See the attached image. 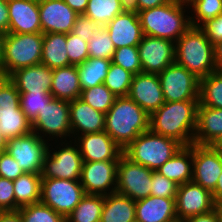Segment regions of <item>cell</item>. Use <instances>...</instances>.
Listing matches in <instances>:
<instances>
[{"mask_svg": "<svg viewBox=\"0 0 222 222\" xmlns=\"http://www.w3.org/2000/svg\"><path fill=\"white\" fill-rule=\"evenodd\" d=\"M3 38L4 35L0 33V70H1V63L3 58Z\"/></svg>", "mask_w": 222, "mask_h": 222, "instance_id": "58", "label": "cell"}, {"mask_svg": "<svg viewBox=\"0 0 222 222\" xmlns=\"http://www.w3.org/2000/svg\"><path fill=\"white\" fill-rule=\"evenodd\" d=\"M47 140L31 132L22 137L7 140L6 151L18 162L26 173H41L45 155L48 151Z\"/></svg>", "mask_w": 222, "mask_h": 222, "instance_id": "13", "label": "cell"}, {"mask_svg": "<svg viewBox=\"0 0 222 222\" xmlns=\"http://www.w3.org/2000/svg\"><path fill=\"white\" fill-rule=\"evenodd\" d=\"M222 137V109L197 107V127L193 139L196 145H215Z\"/></svg>", "mask_w": 222, "mask_h": 222, "instance_id": "25", "label": "cell"}, {"mask_svg": "<svg viewBox=\"0 0 222 222\" xmlns=\"http://www.w3.org/2000/svg\"><path fill=\"white\" fill-rule=\"evenodd\" d=\"M52 99V94L48 92L20 93V107L26 118L32 123L38 116L39 111Z\"/></svg>", "mask_w": 222, "mask_h": 222, "instance_id": "41", "label": "cell"}, {"mask_svg": "<svg viewBox=\"0 0 222 222\" xmlns=\"http://www.w3.org/2000/svg\"><path fill=\"white\" fill-rule=\"evenodd\" d=\"M201 29L213 45L220 42L222 40V13L206 22Z\"/></svg>", "mask_w": 222, "mask_h": 222, "instance_id": "48", "label": "cell"}, {"mask_svg": "<svg viewBox=\"0 0 222 222\" xmlns=\"http://www.w3.org/2000/svg\"><path fill=\"white\" fill-rule=\"evenodd\" d=\"M212 197L216 207L222 204V173L217 181L215 190L212 192Z\"/></svg>", "mask_w": 222, "mask_h": 222, "instance_id": "54", "label": "cell"}, {"mask_svg": "<svg viewBox=\"0 0 222 222\" xmlns=\"http://www.w3.org/2000/svg\"><path fill=\"white\" fill-rule=\"evenodd\" d=\"M85 195L79 180L42 178L40 202L51 207L65 218Z\"/></svg>", "mask_w": 222, "mask_h": 222, "instance_id": "8", "label": "cell"}, {"mask_svg": "<svg viewBox=\"0 0 222 222\" xmlns=\"http://www.w3.org/2000/svg\"><path fill=\"white\" fill-rule=\"evenodd\" d=\"M171 0H131L128 8L136 12L154 8L170 2Z\"/></svg>", "mask_w": 222, "mask_h": 222, "instance_id": "49", "label": "cell"}, {"mask_svg": "<svg viewBox=\"0 0 222 222\" xmlns=\"http://www.w3.org/2000/svg\"><path fill=\"white\" fill-rule=\"evenodd\" d=\"M193 144L183 146L156 171L181 185L192 181Z\"/></svg>", "mask_w": 222, "mask_h": 222, "instance_id": "28", "label": "cell"}, {"mask_svg": "<svg viewBox=\"0 0 222 222\" xmlns=\"http://www.w3.org/2000/svg\"><path fill=\"white\" fill-rule=\"evenodd\" d=\"M9 29V13L7 0H0V33L5 35Z\"/></svg>", "mask_w": 222, "mask_h": 222, "instance_id": "51", "label": "cell"}, {"mask_svg": "<svg viewBox=\"0 0 222 222\" xmlns=\"http://www.w3.org/2000/svg\"><path fill=\"white\" fill-rule=\"evenodd\" d=\"M214 146L222 152V137L219 139V141Z\"/></svg>", "mask_w": 222, "mask_h": 222, "instance_id": "60", "label": "cell"}, {"mask_svg": "<svg viewBox=\"0 0 222 222\" xmlns=\"http://www.w3.org/2000/svg\"><path fill=\"white\" fill-rule=\"evenodd\" d=\"M133 74L123 67L111 62L109 71L104 80V85L116 96L127 97Z\"/></svg>", "mask_w": 222, "mask_h": 222, "instance_id": "36", "label": "cell"}, {"mask_svg": "<svg viewBox=\"0 0 222 222\" xmlns=\"http://www.w3.org/2000/svg\"><path fill=\"white\" fill-rule=\"evenodd\" d=\"M89 0H64V2L79 15L84 14Z\"/></svg>", "mask_w": 222, "mask_h": 222, "instance_id": "52", "label": "cell"}, {"mask_svg": "<svg viewBox=\"0 0 222 222\" xmlns=\"http://www.w3.org/2000/svg\"><path fill=\"white\" fill-rule=\"evenodd\" d=\"M89 58L112 59L115 47L105 27H100L88 41Z\"/></svg>", "mask_w": 222, "mask_h": 222, "instance_id": "39", "label": "cell"}, {"mask_svg": "<svg viewBox=\"0 0 222 222\" xmlns=\"http://www.w3.org/2000/svg\"><path fill=\"white\" fill-rule=\"evenodd\" d=\"M23 173L18 162L7 151L0 153V177L14 181Z\"/></svg>", "mask_w": 222, "mask_h": 222, "instance_id": "45", "label": "cell"}, {"mask_svg": "<svg viewBox=\"0 0 222 222\" xmlns=\"http://www.w3.org/2000/svg\"><path fill=\"white\" fill-rule=\"evenodd\" d=\"M165 102L198 100L199 78L173 63L158 74Z\"/></svg>", "mask_w": 222, "mask_h": 222, "instance_id": "12", "label": "cell"}, {"mask_svg": "<svg viewBox=\"0 0 222 222\" xmlns=\"http://www.w3.org/2000/svg\"><path fill=\"white\" fill-rule=\"evenodd\" d=\"M175 204L178 220L205 214L216 208L212 193L193 181L178 185Z\"/></svg>", "mask_w": 222, "mask_h": 222, "instance_id": "17", "label": "cell"}, {"mask_svg": "<svg viewBox=\"0 0 222 222\" xmlns=\"http://www.w3.org/2000/svg\"><path fill=\"white\" fill-rule=\"evenodd\" d=\"M178 0L137 12L144 35L176 42L190 27V16Z\"/></svg>", "mask_w": 222, "mask_h": 222, "instance_id": "3", "label": "cell"}, {"mask_svg": "<svg viewBox=\"0 0 222 222\" xmlns=\"http://www.w3.org/2000/svg\"><path fill=\"white\" fill-rule=\"evenodd\" d=\"M135 201L117 192L104 196L100 222H130L136 218Z\"/></svg>", "mask_w": 222, "mask_h": 222, "instance_id": "29", "label": "cell"}, {"mask_svg": "<svg viewBox=\"0 0 222 222\" xmlns=\"http://www.w3.org/2000/svg\"><path fill=\"white\" fill-rule=\"evenodd\" d=\"M41 182V173L26 172L13 181L15 211L20 207L40 202Z\"/></svg>", "mask_w": 222, "mask_h": 222, "instance_id": "31", "label": "cell"}, {"mask_svg": "<svg viewBox=\"0 0 222 222\" xmlns=\"http://www.w3.org/2000/svg\"><path fill=\"white\" fill-rule=\"evenodd\" d=\"M81 91L76 65L52 69L50 93L53 98L72 101L80 98Z\"/></svg>", "mask_w": 222, "mask_h": 222, "instance_id": "27", "label": "cell"}, {"mask_svg": "<svg viewBox=\"0 0 222 222\" xmlns=\"http://www.w3.org/2000/svg\"><path fill=\"white\" fill-rule=\"evenodd\" d=\"M130 222H141L140 220H138L137 218L131 220Z\"/></svg>", "mask_w": 222, "mask_h": 222, "instance_id": "62", "label": "cell"}, {"mask_svg": "<svg viewBox=\"0 0 222 222\" xmlns=\"http://www.w3.org/2000/svg\"><path fill=\"white\" fill-rule=\"evenodd\" d=\"M111 62L123 67L133 75L142 72L138 46H123L115 49Z\"/></svg>", "mask_w": 222, "mask_h": 222, "instance_id": "42", "label": "cell"}, {"mask_svg": "<svg viewBox=\"0 0 222 222\" xmlns=\"http://www.w3.org/2000/svg\"><path fill=\"white\" fill-rule=\"evenodd\" d=\"M183 6H186V8H189V6L191 7L193 4H195L197 1L199 0H178Z\"/></svg>", "mask_w": 222, "mask_h": 222, "instance_id": "57", "label": "cell"}, {"mask_svg": "<svg viewBox=\"0 0 222 222\" xmlns=\"http://www.w3.org/2000/svg\"><path fill=\"white\" fill-rule=\"evenodd\" d=\"M110 64L111 59L88 58L77 65L81 90L103 84Z\"/></svg>", "mask_w": 222, "mask_h": 222, "instance_id": "33", "label": "cell"}, {"mask_svg": "<svg viewBox=\"0 0 222 222\" xmlns=\"http://www.w3.org/2000/svg\"><path fill=\"white\" fill-rule=\"evenodd\" d=\"M151 183L152 196L176 199L178 185L174 181L167 179L157 171H153Z\"/></svg>", "mask_w": 222, "mask_h": 222, "instance_id": "44", "label": "cell"}, {"mask_svg": "<svg viewBox=\"0 0 222 222\" xmlns=\"http://www.w3.org/2000/svg\"><path fill=\"white\" fill-rule=\"evenodd\" d=\"M198 104V100L165 102L150 114L149 130L175 139L183 146L193 144Z\"/></svg>", "mask_w": 222, "mask_h": 222, "instance_id": "1", "label": "cell"}, {"mask_svg": "<svg viewBox=\"0 0 222 222\" xmlns=\"http://www.w3.org/2000/svg\"><path fill=\"white\" fill-rule=\"evenodd\" d=\"M0 222H23L18 211L0 212Z\"/></svg>", "mask_w": 222, "mask_h": 222, "instance_id": "53", "label": "cell"}, {"mask_svg": "<svg viewBox=\"0 0 222 222\" xmlns=\"http://www.w3.org/2000/svg\"><path fill=\"white\" fill-rule=\"evenodd\" d=\"M100 27L91 18L81 14L76 17L72 33L88 42Z\"/></svg>", "mask_w": 222, "mask_h": 222, "instance_id": "46", "label": "cell"}, {"mask_svg": "<svg viewBox=\"0 0 222 222\" xmlns=\"http://www.w3.org/2000/svg\"><path fill=\"white\" fill-rule=\"evenodd\" d=\"M0 131L7 140L32 132L20 107V93L9 79L0 87Z\"/></svg>", "mask_w": 222, "mask_h": 222, "instance_id": "7", "label": "cell"}, {"mask_svg": "<svg viewBox=\"0 0 222 222\" xmlns=\"http://www.w3.org/2000/svg\"><path fill=\"white\" fill-rule=\"evenodd\" d=\"M216 71H222V40L214 45Z\"/></svg>", "mask_w": 222, "mask_h": 222, "instance_id": "55", "label": "cell"}, {"mask_svg": "<svg viewBox=\"0 0 222 222\" xmlns=\"http://www.w3.org/2000/svg\"><path fill=\"white\" fill-rule=\"evenodd\" d=\"M182 147L175 139L148 130L123 149V154L132 162L156 171Z\"/></svg>", "mask_w": 222, "mask_h": 222, "instance_id": "5", "label": "cell"}, {"mask_svg": "<svg viewBox=\"0 0 222 222\" xmlns=\"http://www.w3.org/2000/svg\"><path fill=\"white\" fill-rule=\"evenodd\" d=\"M136 218L141 222H174L176 215L175 199L148 196L135 201Z\"/></svg>", "mask_w": 222, "mask_h": 222, "instance_id": "26", "label": "cell"}, {"mask_svg": "<svg viewBox=\"0 0 222 222\" xmlns=\"http://www.w3.org/2000/svg\"><path fill=\"white\" fill-rule=\"evenodd\" d=\"M222 173V152L213 145L193 144L192 181L211 193Z\"/></svg>", "mask_w": 222, "mask_h": 222, "instance_id": "14", "label": "cell"}, {"mask_svg": "<svg viewBox=\"0 0 222 222\" xmlns=\"http://www.w3.org/2000/svg\"><path fill=\"white\" fill-rule=\"evenodd\" d=\"M175 63L199 79L216 71L214 45L201 28L191 26L175 42Z\"/></svg>", "mask_w": 222, "mask_h": 222, "instance_id": "4", "label": "cell"}, {"mask_svg": "<svg viewBox=\"0 0 222 222\" xmlns=\"http://www.w3.org/2000/svg\"><path fill=\"white\" fill-rule=\"evenodd\" d=\"M39 15L42 33L72 32L76 17L79 15L64 0H39Z\"/></svg>", "mask_w": 222, "mask_h": 222, "instance_id": "19", "label": "cell"}, {"mask_svg": "<svg viewBox=\"0 0 222 222\" xmlns=\"http://www.w3.org/2000/svg\"><path fill=\"white\" fill-rule=\"evenodd\" d=\"M217 208L219 209V212H220V214H221V218H222V204L219 205V206H217Z\"/></svg>", "mask_w": 222, "mask_h": 222, "instance_id": "61", "label": "cell"}, {"mask_svg": "<svg viewBox=\"0 0 222 222\" xmlns=\"http://www.w3.org/2000/svg\"><path fill=\"white\" fill-rule=\"evenodd\" d=\"M19 93L48 92L52 85V69L43 64L24 67L9 75Z\"/></svg>", "mask_w": 222, "mask_h": 222, "instance_id": "24", "label": "cell"}, {"mask_svg": "<svg viewBox=\"0 0 222 222\" xmlns=\"http://www.w3.org/2000/svg\"><path fill=\"white\" fill-rule=\"evenodd\" d=\"M41 64L46 65L50 69L67 67L71 65L69 63L66 49V34H43Z\"/></svg>", "mask_w": 222, "mask_h": 222, "instance_id": "30", "label": "cell"}, {"mask_svg": "<svg viewBox=\"0 0 222 222\" xmlns=\"http://www.w3.org/2000/svg\"><path fill=\"white\" fill-rule=\"evenodd\" d=\"M8 33H41L39 0H7Z\"/></svg>", "mask_w": 222, "mask_h": 222, "instance_id": "21", "label": "cell"}, {"mask_svg": "<svg viewBox=\"0 0 222 222\" xmlns=\"http://www.w3.org/2000/svg\"><path fill=\"white\" fill-rule=\"evenodd\" d=\"M42 47V32L5 34L1 70L9 76L17 69L41 64Z\"/></svg>", "mask_w": 222, "mask_h": 222, "instance_id": "6", "label": "cell"}, {"mask_svg": "<svg viewBox=\"0 0 222 222\" xmlns=\"http://www.w3.org/2000/svg\"><path fill=\"white\" fill-rule=\"evenodd\" d=\"M174 222H186L185 220H176Z\"/></svg>", "mask_w": 222, "mask_h": 222, "instance_id": "64", "label": "cell"}, {"mask_svg": "<svg viewBox=\"0 0 222 222\" xmlns=\"http://www.w3.org/2000/svg\"><path fill=\"white\" fill-rule=\"evenodd\" d=\"M199 104L222 109V71H214L199 80Z\"/></svg>", "mask_w": 222, "mask_h": 222, "instance_id": "35", "label": "cell"}, {"mask_svg": "<svg viewBox=\"0 0 222 222\" xmlns=\"http://www.w3.org/2000/svg\"><path fill=\"white\" fill-rule=\"evenodd\" d=\"M9 79V76L0 70V87Z\"/></svg>", "mask_w": 222, "mask_h": 222, "instance_id": "59", "label": "cell"}, {"mask_svg": "<svg viewBox=\"0 0 222 222\" xmlns=\"http://www.w3.org/2000/svg\"><path fill=\"white\" fill-rule=\"evenodd\" d=\"M118 161L83 162L80 183L85 194L109 195L116 192Z\"/></svg>", "mask_w": 222, "mask_h": 222, "instance_id": "15", "label": "cell"}, {"mask_svg": "<svg viewBox=\"0 0 222 222\" xmlns=\"http://www.w3.org/2000/svg\"><path fill=\"white\" fill-rule=\"evenodd\" d=\"M128 97L149 115L158 110L165 103L158 74L141 72L133 75Z\"/></svg>", "mask_w": 222, "mask_h": 222, "instance_id": "20", "label": "cell"}, {"mask_svg": "<svg viewBox=\"0 0 222 222\" xmlns=\"http://www.w3.org/2000/svg\"><path fill=\"white\" fill-rule=\"evenodd\" d=\"M74 139L83 162L119 161L123 154V149L105 131L83 134Z\"/></svg>", "mask_w": 222, "mask_h": 222, "instance_id": "18", "label": "cell"}, {"mask_svg": "<svg viewBox=\"0 0 222 222\" xmlns=\"http://www.w3.org/2000/svg\"><path fill=\"white\" fill-rule=\"evenodd\" d=\"M152 173L122 154L117 165L116 192L134 201L147 198L151 195Z\"/></svg>", "mask_w": 222, "mask_h": 222, "instance_id": "10", "label": "cell"}, {"mask_svg": "<svg viewBox=\"0 0 222 222\" xmlns=\"http://www.w3.org/2000/svg\"><path fill=\"white\" fill-rule=\"evenodd\" d=\"M191 26L201 28L206 22L222 13V0H199L191 6Z\"/></svg>", "mask_w": 222, "mask_h": 222, "instance_id": "40", "label": "cell"}, {"mask_svg": "<svg viewBox=\"0 0 222 222\" xmlns=\"http://www.w3.org/2000/svg\"><path fill=\"white\" fill-rule=\"evenodd\" d=\"M105 28L115 49L123 46H138L144 36L138 14L130 8L118 14Z\"/></svg>", "mask_w": 222, "mask_h": 222, "instance_id": "22", "label": "cell"}, {"mask_svg": "<svg viewBox=\"0 0 222 222\" xmlns=\"http://www.w3.org/2000/svg\"><path fill=\"white\" fill-rule=\"evenodd\" d=\"M72 138L105 130V114L95 110L82 99L69 101ZM78 132V133H77ZM81 132V133H80Z\"/></svg>", "mask_w": 222, "mask_h": 222, "instance_id": "23", "label": "cell"}, {"mask_svg": "<svg viewBox=\"0 0 222 222\" xmlns=\"http://www.w3.org/2000/svg\"><path fill=\"white\" fill-rule=\"evenodd\" d=\"M15 211V195L12 180L0 177V212Z\"/></svg>", "mask_w": 222, "mask_h": 222, "instance_id": "47", "label": "cell"}, {"mask_svg": "<svg viewBox=\"0 0 222 222\" xmlns=\"http://www.w3.org/2000/svg\"><path fill=\"white\" fill-rule=\"evenodd\" d=\"M62 141V147H58V151H52L48 147V151L44 158L42 178H58L68 180H80L83 159L76 143ZM75 144V145H72ZM64 144V146H63ZM52 151V153H51Z\"/></svg>", "mask_w": 222, "mask_h": 222, "instance_id": "11", "label": "cell"}, {"mask_svg": "<svg viewBox=\"0 0 222 222\" xmlns=\"http://www.w3.org/2000/svg\"><path fill=\"white\" fill-rule=\"evenodd\" d=\"M31 127L32 132L36 133L43 140H45L44 138L48 135L52 138L50 139L51 141L55 139V137L57 140L61 138V142L65 140V138L67 139V137L70 139L72 137V130L69 101L53 98L39 111L38 116L31 123Z\"/></svg>", "mask_w": 222, "mask_h": 222, "instance_id": "9", "label": "cell"}, {"mask_svg": "<svg viewBox=\"0 0 222 222\" xmlns=\"http://www.w3.org/2000/svg\"><path fill=\"white\" fill-rule=\"evenodd\" d=\"M186 222H222L219 209L216 207L211 212L195 215L185 220Z\"/></svg>", "mask_w": 222, "mask_h": 222, "instance_id": "50", "label": "cell"}, {"mask_svg": "<svg viewBox=\"0 0 222 222\" xmlns=\"http://www.w3.org/2000/svg\"><path fill=\"white\" fill-rule=\"evenodd\" d=\"M150 115L135 101L116 97L105 114V132L125 149L137 136L149 130Z\"/></svg>", "mask_w": 222, "mask_h": 222, "instance_id": "2", "label": "cell"}, {"mask_svg": "<svg viewBox=\"0 0 222 222\" xmlns=\"http://www.w3.org/2000/svg\"><path fill=\"white\" fill-rule=\"evenodd\" d=\"M7 139L2 135L0 131V153L6 151Z\"/></svg>", "mask_w": 222, "mask_h": 222, "instance_id": "56", "label": "cell"}, {"mask_svg": "<svg viewBox=\"0 0 222 222\" xmlns=\"http://www.w3.org/2000/svg\"><path fill=\"white\" fill-rule=\"evenodd\" d=\"M23 222H66V218L42 202L20 207L17 210Z\"/></svg>", "mask_w": 222, "mask_h": 222, "instance_id": "37", "label": "cell"}, {"mask_svg": "<svg viewBox=\"0 0 222 222\" xmlns=\"http://www.w3.org/2000/svg\"><path fill=\"white\" fill-rule=\"evenodd\" d=\"M138 51L144 73L159 74L175 63V43L168 39L144 35Z\"/></svg>", "mask_w": 222, "mask_h": 222, "instance_id": "16", "label": "cell"}, {"mask_svg": "<svg viewBox=\"0 0 222 222\" xmlns=\"http://www.w3.org/2000/svg\"><path fill=\"white\" fill-rule=\"evenodd\" d=\"M127 8L128 4L123 0H89L83 15L91 18L101 27H105Z\"/></svg>", "mask_w": 222, "mask_h": 222, "instance_id": "32", "label": "cell"}, {"mask_svg": "<svg viewBox=\"0 0 222 222\" xmlns=\"http://www.w3.org/2000/svg\"><path fill=\"white\" fill-rule=\"evenodd\" d=\"M115 98L116 96L104 84L82 90L80 96L85 103L104 114L113 106Z\"/></svg>", "mask_w": 222, "mask_h": 222, "instance_id": "38", "label": "cell"}, {"mask_svg": "<svg viewBox=\"0 0 222 222\" xmlns=\"http://www.w3.org/2000/svg\"><path fill=\"white\" fill-rule=\"evenodd\" d=\"M88 42L72 32L66 34V49L71 65H79L89 58Z\"/></svg>", "mask_w": 222, "mask_h": 222, "instance_id": "43", "label": "cell"}, {"mask_svg": "<svg viewBox=\"0 0 222 222\" xmlns=\"http://www.w3.org/2000/svg\"><path fill=\"white\" fill-rule=\"evenodd\" d=\"M124 2H126L128 5L130 4L131 0H123Z\"/></svg>", "mask_w": 222, "mask_h": 222, "instance_id": "63", "label": "cell"}, {"mask_svg": "<svg viewBox=\"0 0 222 222\" xmlns=\"http://www.w3.org/2000/svg\"><path fill=\"white\" fill-rule=\"evenodd\" d=\"M104 206L103 195L85 194L66 218L67 222H100Z\"/></svg>", "mask_w": 222, "mask_h": 222, "instance_id": "34", "label": "cell"}]
</instances>
